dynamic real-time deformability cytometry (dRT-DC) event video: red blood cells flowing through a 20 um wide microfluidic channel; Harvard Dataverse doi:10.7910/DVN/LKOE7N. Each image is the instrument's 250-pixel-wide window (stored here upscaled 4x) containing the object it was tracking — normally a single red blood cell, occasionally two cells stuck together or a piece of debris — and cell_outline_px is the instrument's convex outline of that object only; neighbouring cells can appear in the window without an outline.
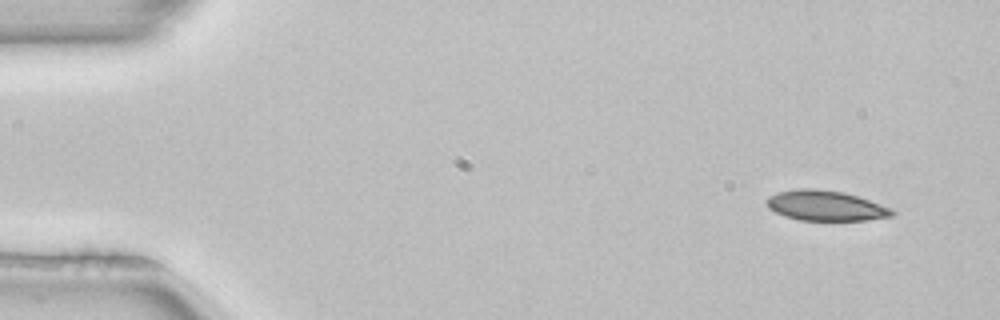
{"species": "common noctule bat (a hibernating species)", "species_latin": "Nyctalus noctula", "temperature_condition": "room temperature", "stored_images_in_passage": 3, "camera_frame_rate_fps": 3000, "um_per_image_px": 0.085, "animal": {"sex": "female", "body_mass_g": 22.7, "forearm_length_mm": 54.2}, "frame": {"image": 1, "passage_image": 1, "time_ms": 0.0, "image_size_px": [1000, 320], "cell_outline_px": [[896, 212], [892, 216], [864, 220], [800, 220], [784, 216], [768, 208], [764, 200], [768, 196], [776, 192], [800, 188], [816, 188], [844, 192], [892, 208]], "centroid_in_image_um": [70.13, 17.47], "position_along_channel_um": 14.9, "area_um2": 22.14}}
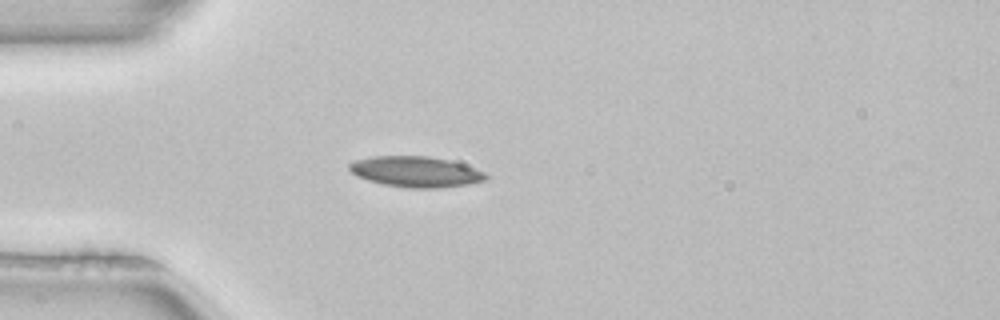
{"frame": {"image": 2, "passage_image": 3, "time_ms": 0.667, "image_size_px": [1000, 320], "cell_outline_px": [[488, 180], [468, 184], [440, 188], [408, 188], [384, 184], [368, 180], [356, 176], [348, 168], [348, 164], [356, 160], [372, 156], [428, 156], [448, 160], [484, 172], [488, 176]], "centroid_in_image_um": [35.32, 14.6], "position_along_channel_um": 49.7, "area_um2": 24.28}}